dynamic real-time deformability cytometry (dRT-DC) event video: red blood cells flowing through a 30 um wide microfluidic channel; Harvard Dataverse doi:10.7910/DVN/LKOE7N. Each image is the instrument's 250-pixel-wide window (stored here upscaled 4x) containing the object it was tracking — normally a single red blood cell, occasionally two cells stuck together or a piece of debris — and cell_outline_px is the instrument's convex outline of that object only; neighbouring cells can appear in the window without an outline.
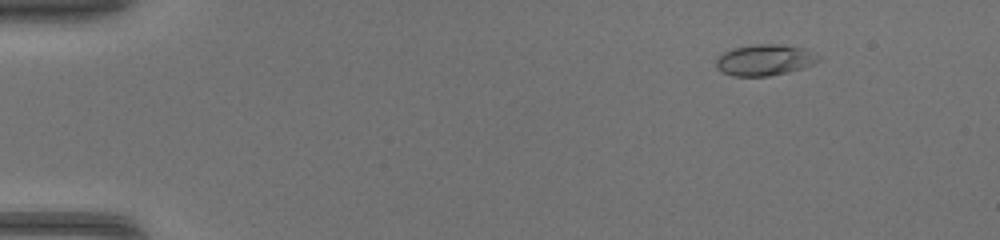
{"species": "common noctule bat (a hibernating species)", "species_latin": "Nyctalus noctula", "temperature_condition": "warm", "stored_images_in_passage": 46, "camera_frame_rate_fps": 3000, "um_per_image_px": 0.085, "animal": {"sex": "female", "body_mass_g": 17.0, "forearm_length_mm": 48.0}, "frame": {"image": 1, "passage_image": 6, "time_ms": 1.667, "image_size_px": [1000, 240], "cell_outline_px": [[824, 56], [820, 60], [804, 68], [788, 72], [768, 76], [732, 76], [716, 68], [716, 60], [724, 52], [732, 48], [756, 44], [780, 44], [804, 48], [816, 52]], "centroid_in_image_um": [65.06, 5.09], "position_along_channel_um": 19.9, "area_um2": 18.79}}
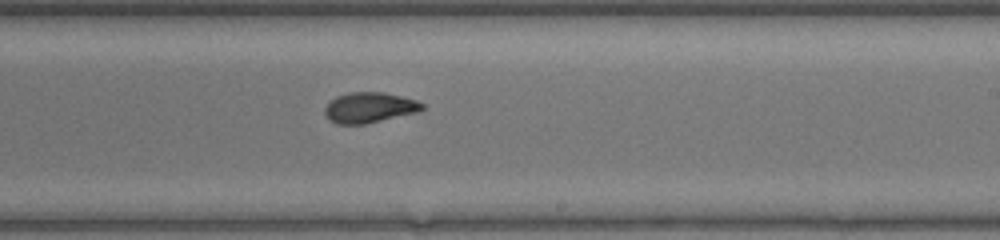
{"frame": {"image": 2, "passage_image": 29, "time_ms": 9.333, "image_size_px": [1000, 240], "cell_outline_px": [[424, 108], [416, 112], [364, 124], [336, 124], [328, 120], [324, 112], [324, 108], [336, 96], [348, 92], [384, 92], [416, 100], [424, 104]], "centroid_in_image_um": [31.36, 9.14], "position_along_channel_um": 257.6, "area_um2": 17.17}}
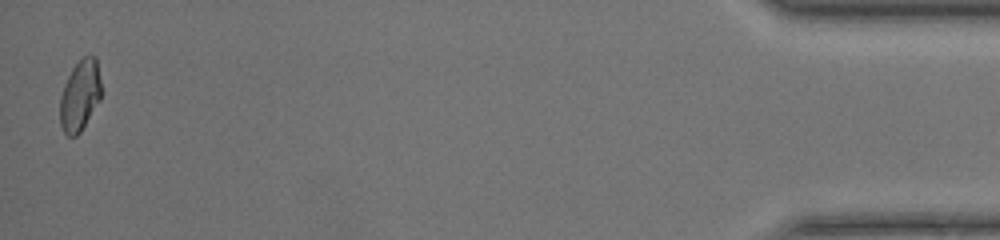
{"frame": {"image": 3, "passage_image": 46, "time_ms": 15.0, "image_size_px": [1000, 240], "cell_outline_px": [[100, 100], [80, 132], [76, 136], [68, 136], [64, 132], [60, 124], [60, 96], [64, 84], [72, 68], [84, 56], [96, 56], [100, 80]], "centroid_in_image_um": [6.78, 8.13], "position_along_channel_um": 428.4, "area_um2": 16.88}}